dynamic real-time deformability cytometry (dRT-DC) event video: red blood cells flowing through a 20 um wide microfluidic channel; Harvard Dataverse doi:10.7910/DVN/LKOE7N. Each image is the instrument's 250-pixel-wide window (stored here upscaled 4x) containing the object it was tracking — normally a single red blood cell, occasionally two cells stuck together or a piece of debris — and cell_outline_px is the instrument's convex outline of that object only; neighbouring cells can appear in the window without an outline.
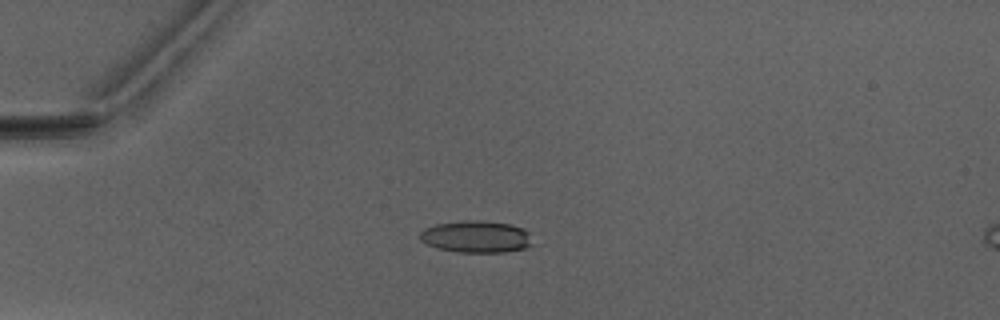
{"species": "Egyptian fruit bat (a non-hibernating species)", "species_latin": "Rousettus aegyptiacus", "temperature_condition": "warm", "stored_images_in_passage": 2, "camera_frame_rate_fps": 3000, "um_per_image_px": 0.085, "animal": {"sex": "male"}, "frame": {"image": 1, "passage_image": 1, "time_ms": 0.0, "image_size_px": [1000, 320], "cell_outline_px": [[532, 244], [524, 248], [504, 252], [456, 252], [436, 248], [420, 240], [420, 232], [424, 228], [436, 224], [460, 220], [476, 220], [512, 224], [524, 228], [528, 232]], "centroid_in_image_um": [40.46, 20.11], "position_along_channel_um": 44.5, "area_um2": 21.04}}